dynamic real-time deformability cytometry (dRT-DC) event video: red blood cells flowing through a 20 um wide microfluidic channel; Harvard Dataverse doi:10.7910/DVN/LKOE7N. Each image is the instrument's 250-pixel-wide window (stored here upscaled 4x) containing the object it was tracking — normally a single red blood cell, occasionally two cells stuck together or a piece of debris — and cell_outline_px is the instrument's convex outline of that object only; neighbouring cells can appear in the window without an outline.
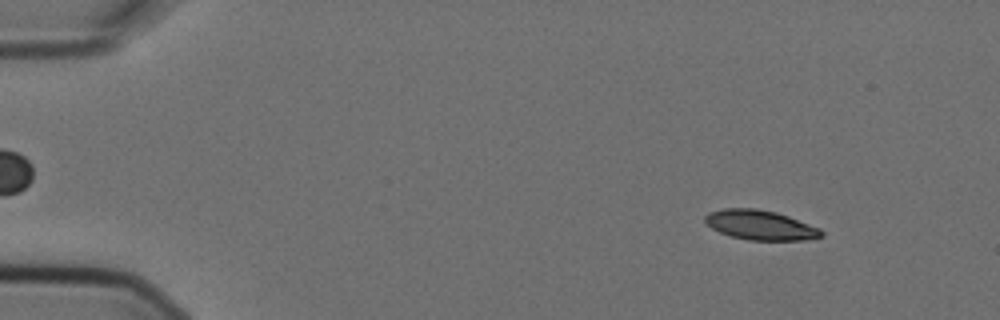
{"species": "Egyptian fruit bat (a non-hibernating species)", "species_latin": "Rousettus aegyptiacus", "temperature_condition": "cold", "stored_images_in_passage": 3, "camera_frame_rate_fps": 3000, "um_per_image_px": 0.085, "animal": {"sex": "female"}, "frame": {"image": 1, "passage_image": 1, "time_ms": 0.0, "image_size_px": [1000, 320], "cell_outline_px": [[824, 236], [808, 240], [748, 240], [732, 236], [720, 232], [712, 228], [704, 220], [704, 216], [708, 212], [724, 208], [756, 208], [776, 212], [788, 216], [820, 228], [824, 232]], "centroid_in_image_um": [64.65, 19.13], "position_along_channel_um": 20.4, "area_um2": 20.17}}
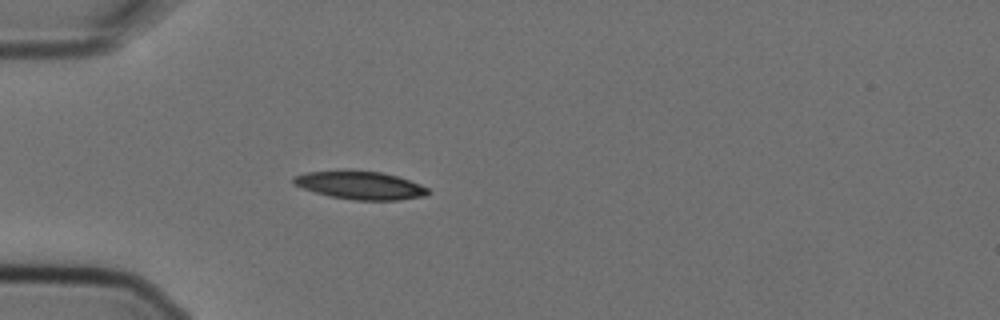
{"frame": {"image": 2, "passage_image": 3, "time_ms": 0.667, "image_size_px": [1000, 320], "cell_outline_px": [[428, 192], [424, 196], [396, 200], [356, 200], [328, 196], [292, 184], [292, 176], [304, 172], [344, 168], [348, 168], [384, 172], [420, 184], [428, 188]], "centroid_in_image_um": [30.53, 15.7], "position_along_channel_um": 54.5, "area_um2": 22.6}}